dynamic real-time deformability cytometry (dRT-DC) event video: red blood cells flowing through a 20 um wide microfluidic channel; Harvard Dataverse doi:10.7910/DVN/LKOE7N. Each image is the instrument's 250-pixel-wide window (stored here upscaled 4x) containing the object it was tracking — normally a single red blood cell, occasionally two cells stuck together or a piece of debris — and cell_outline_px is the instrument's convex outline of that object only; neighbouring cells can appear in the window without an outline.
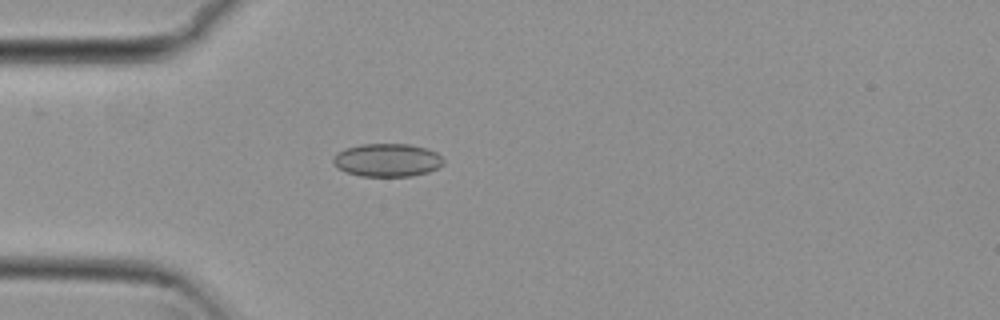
{"species": "common noctule bat (a hibernating species)", "species_latin": "Nyctalus noctula", "temperature_condition": "cold", "stored_images_in_passage": 39, "camera_frame_rate_fps": 3000, "um_per_image_px": 0.085, "animal": {"sex": "female", "body_mass_g": 29.2, "forearm_length_mm": 56.3}, "frame": {"image": 1, "passage_image": 1, "time_ms": 0.0, "image_size_px": [1000, 320], "cell_outline_px": [[444, 164], [428, 172], [412, 176], [360, 176], [344, 172], [332, 160], [336, 152], [344, 148], [360, 144], [408, 144], [428, 148], [436, 152], [444, 160]], "centroid_in_image_um": [32.91, 13.6], "position_along_channel_um": 52.1, "area_um2": 21.39}}
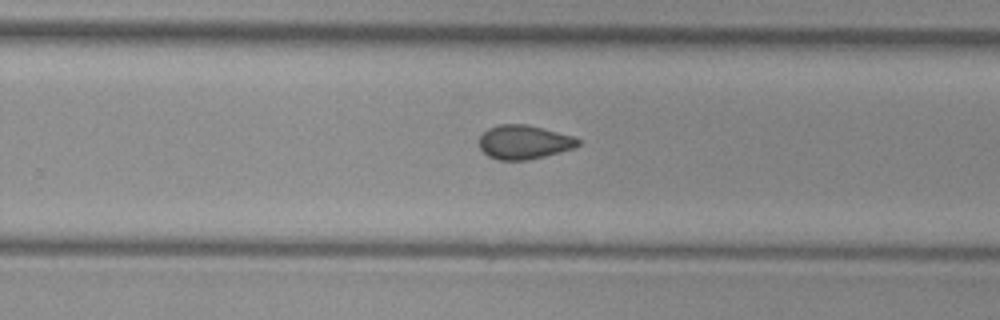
{"frame": {"image": 2, "passage_image": 20, "time_ms": 6.333, "image_size_px": [1000, 320], "cell_outline_px": [[580, 144], [576, 148], [528, 160], [496, 160], [488, 156], [480, 148], [480, 136], [488, 128], [500, 124], [528, 124], [572, 136], [580, 140]], "centroid_in_image_um": [44.54, 12.08], "position_along_channel_um": 285.3, "area_um2": 19.59}}
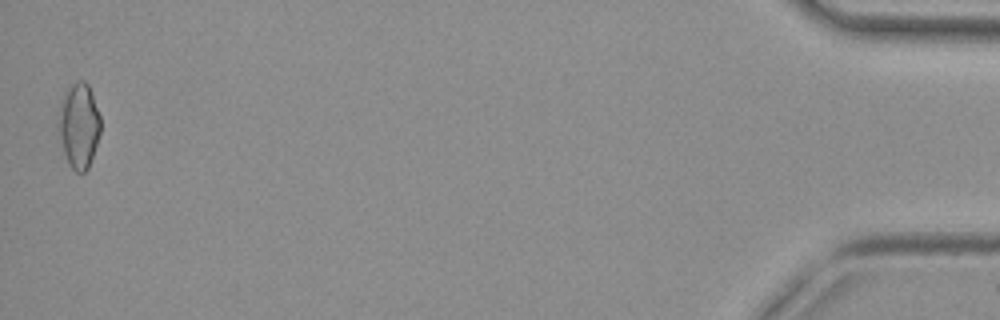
{"frame": {"image": 3, "passage_image": 39, "time_ms": 12.667, "image_size_px": [1000, 320], "cell_outline_px": [[100, 132], [88, 168], [84, 172], [76, 172], [68, 164], [56, 128], [56, 120], [60, 104], [64, 92], [76, 80], [84, 80], [88, 84], [100, 116]], "centroid_in_image_um": [6.66, 10.65], "position_along_channel_um": 428.5, "area_um2": 21.04}, "authors_computed_cell_mechanics": {"area_um2": 19.8254, "velocity_mm_per_s": 3.8219, "shape_relaxation_time_tau1_ms": null, "shape_relaxation_time_tau2_ms": 2.6543, "deformation_change_tau1": null, "deformation_change_tau2": 0.06}}